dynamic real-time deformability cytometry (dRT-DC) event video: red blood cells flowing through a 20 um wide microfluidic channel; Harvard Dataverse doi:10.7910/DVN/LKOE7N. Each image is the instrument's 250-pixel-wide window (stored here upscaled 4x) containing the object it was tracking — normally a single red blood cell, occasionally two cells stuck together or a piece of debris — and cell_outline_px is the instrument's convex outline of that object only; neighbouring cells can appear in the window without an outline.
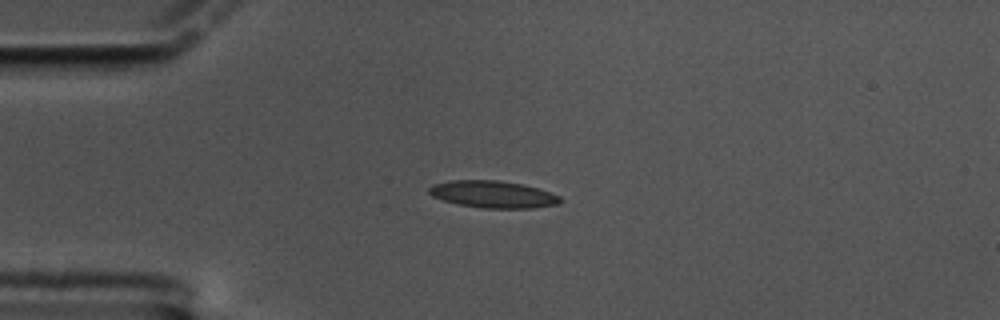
{"species": "common noctule bat (a hibernating species)", "species_latin": "Nyctalus noctula", "temperature_condition": "cold", "stored_images_in_passage": 46, "camera_frame_rate_fps": 3000, "um_per_image_px": 0.085, "animal": {"sex": "male", "body_mass_g": 17.5, "forearm_length_mm": 52.3}, "frame": {"image": 1, "passage_image": 1, "time_ms": 0.0, "image_size_px": [1000, 320], "cell_outline_px": [[564, 200], [560, 204], [532, 208], [484, 208], [460, 204], [444, 200], [432, 196], [428, 192], [428, 188], [432, 184], [452, 180], [496, 180], [520, 184], [536, 188], [560, 196]], "centroid_in_image_um": [41.91, 16.52], "position_along_channel_um": 43.1, "area_um2": 20.52}}
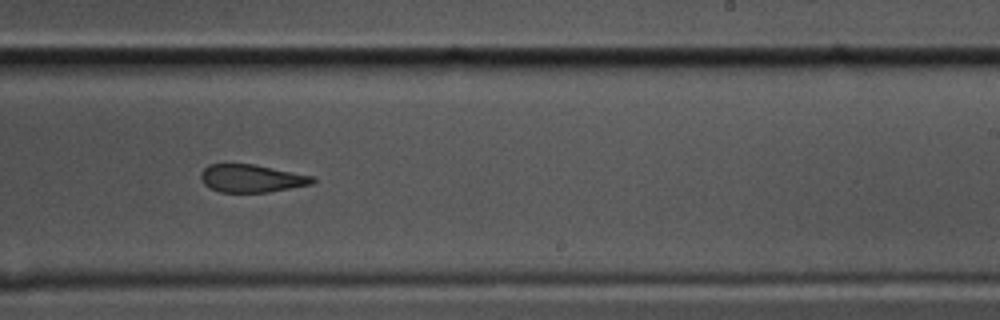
{"frame": {"image": 2, "passage_image": 23, "time_ms": 7.333, "image_size_px": [1000, 320], "cell_outline_px": [[316, 180], [312, 184], [268, 192], [220, 192], [208, 188], [204, 184], [200, 176], [200, 172], [208, 164], [252, 164], [312, 176]], "centroid_in_image_um": [21.32, 15.17], "position_along_channel_um": 267.7, "area_um2": 17.98}}
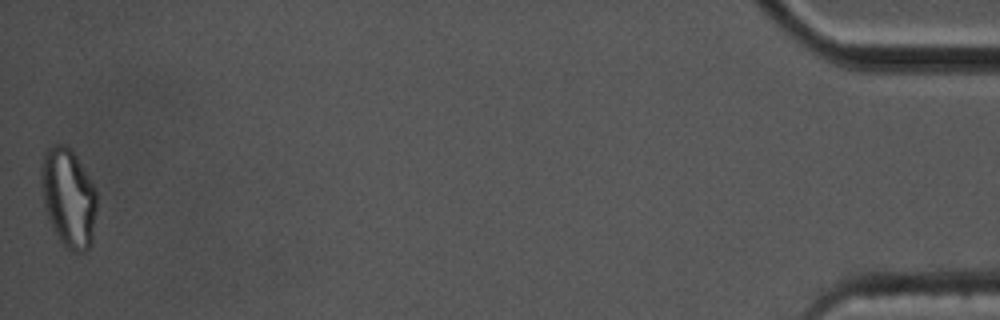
{"frame": {"image": 3, "passage_image": 46, "time_ms": 15.0, "image_size_px": [1000, 320], "cell_outline_px": [[96, 208], [92, 240], [88, 248], [84, 252], [72, 252], [64, 248], [52, 228], [48, 220], [44, 208], [40, 184], [40, 168], [44, 152], [48, 148], [56, 144], [64, 144], [72, 148], [92, 184], [96, 192]], "centroid_in_image_um": [5.78, 16.81], "position_along_channel_um": 429.4, "area_um2": 32.43}, "authors_computed_cell_mechanics": {"area_um2": 20.0277, "velocity_mm_per_s": 3.3412, "shape_relaxation_time_tau1_ms": null, "shape_relaxation_time_tau2_ms": 2.9711, "deformation_change_tau1": null, "deformation_change_tau2": 0.0949}}